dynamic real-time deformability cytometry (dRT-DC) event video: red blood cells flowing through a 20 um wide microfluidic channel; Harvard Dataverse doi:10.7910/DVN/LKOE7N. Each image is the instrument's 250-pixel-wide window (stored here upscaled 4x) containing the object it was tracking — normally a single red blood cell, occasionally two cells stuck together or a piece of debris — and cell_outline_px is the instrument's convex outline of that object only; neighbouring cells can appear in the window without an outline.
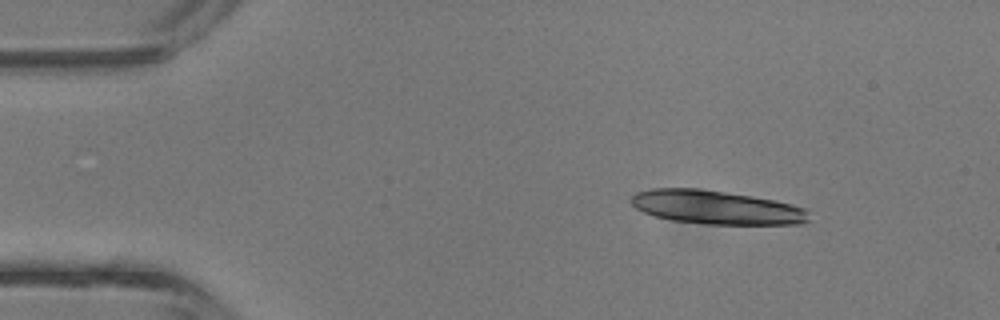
{"species": "common noctule bat (a hibernating species)", "species_latin": "Nyctalus noctula", "temperature_condition": "room temperature", "stored_images_in_passage": 37, "camera_frame_rate_fps": 3000, "um_per_image_px": 0.085, "animal": {"sex": "male", "body_mass_g": 13.3}, "frame": {"image": 1, "passage_image": 1, "time_ms": 0.0, "image_size_px": [1000, 320], "cell_outline_px": [[808, 220], [800, 224], [704, 224], [672, 220], [656, 216], [644, 212], [636, 208], [632, 204], [632, 196], [636, 192], [652, 188], [700, 188], [752, 196], [792, 204], [808, 208]], "centroid_in_image_um": [60.89, 17.62], "position_along_channel_um": 24.1, "area_um2": 34.85}}
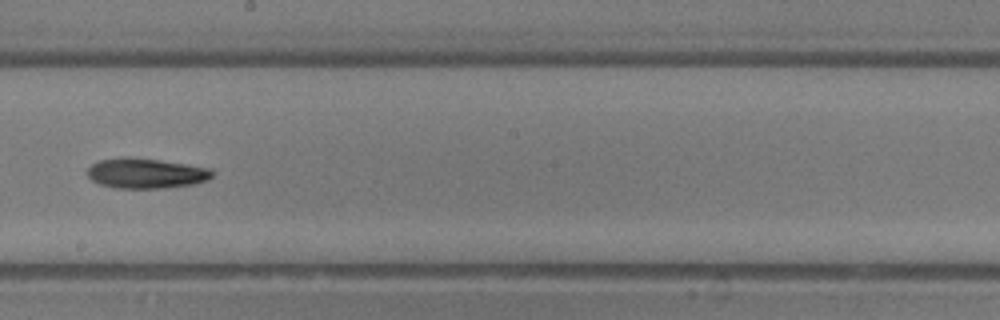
{"frame": {"image": 2, "passage_image": 19, "time_ms": 6.0, "image_size_px": [1000, 320], "cell_outline_px": [[216, 172], [208, 180], [192, 184], [164, 188], [116, 188], [100, 184], [92, 180], [88, 176], [88, 168], [92, 164], [100, 160], [120, 156], [128, 156], [160, 160], [188, 164], [212, 168]], "centroid_in_image_um": [12.44, 14.71], "position_along_channel_um": 235.8, "area_um2": 22.2}}
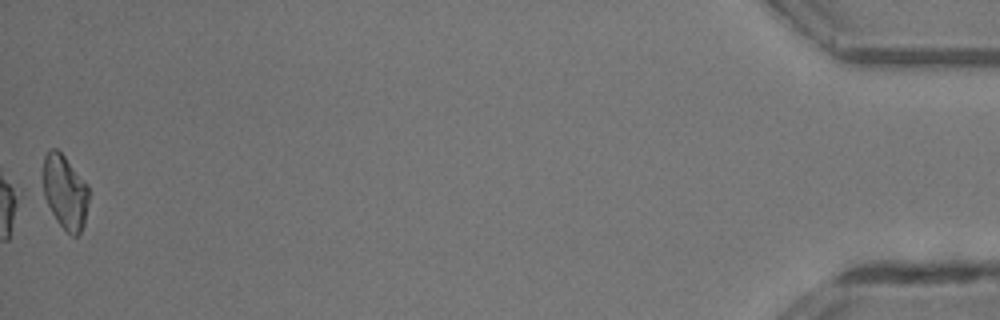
{"frame": {"image": 3, "passage_image": 37, "time_ms": 12.0, "image_size_px": [1000, 320], "cell_outline_px": [[88, 200], [84, 224], [80, 232], [76, 236], [72, 236], [56, 220], [44, 196], [44, 156], [52, 148], [56, 148], [64, 156], [88, 184]], "centroid_in_image_um": [5.54, 16.32], "position_along_channel_um": 429.7, "area_um2": 19.36}, "authors_computed_cell_mechanics": {"area_um2": 21.386, "velocity_mm_per_s": 4.9234, "shape_relaxation_time_tau1_ms": 3.8495, "shape_relaxation_time_tau2_ms": null, "deformation_change_tau1": 0.1468, "deformation_change_tau2": null}}